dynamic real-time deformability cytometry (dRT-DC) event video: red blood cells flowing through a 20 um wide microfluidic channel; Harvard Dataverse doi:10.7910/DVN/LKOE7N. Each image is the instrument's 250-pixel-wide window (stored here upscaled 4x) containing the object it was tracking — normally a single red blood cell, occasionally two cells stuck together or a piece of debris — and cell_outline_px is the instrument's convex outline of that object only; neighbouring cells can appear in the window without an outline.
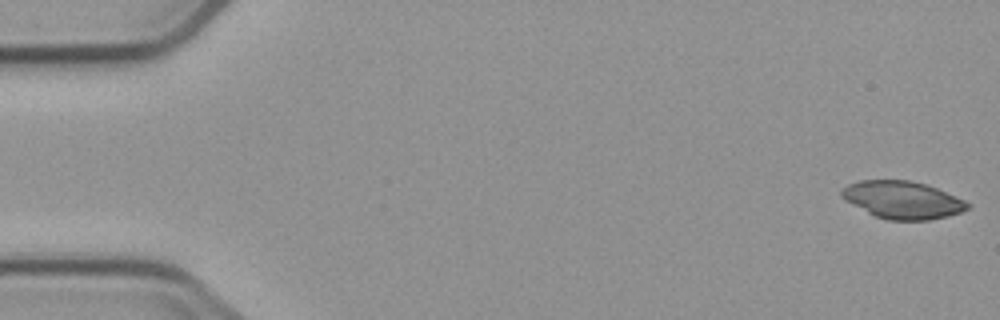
{"species": "common noctule bat (a hibernating species)", "species_latin": "Nyctalus noctula", "temperature_condition": "cold", "stored_images_in_passage": 5, "camera_frame_rate_fps": 3000, "um_per_image_px": 0.085, "animal": {"sex": "male", "body_mass_g": 23.1, "forearm_length_mm": 52.7}, "frame": {"image": 1, "passage_image": 1, "time_ms": 0.0, "image_size_px": [1000, 320], "cell_outline_px": [[972, 204], [968, 208], [960, 212], [948, 216], [928, 220], [888, 220], [876, 216], [844, 200], [840, 196], [840, 192], [848, 184], [860, 180], [908, 180], [924, 184], [936, 188], [964, 200]], "centroid_in_image_um": [76.7, 16.99], "position_along_channel_um": 8.3, "area_um2": 27.28}}